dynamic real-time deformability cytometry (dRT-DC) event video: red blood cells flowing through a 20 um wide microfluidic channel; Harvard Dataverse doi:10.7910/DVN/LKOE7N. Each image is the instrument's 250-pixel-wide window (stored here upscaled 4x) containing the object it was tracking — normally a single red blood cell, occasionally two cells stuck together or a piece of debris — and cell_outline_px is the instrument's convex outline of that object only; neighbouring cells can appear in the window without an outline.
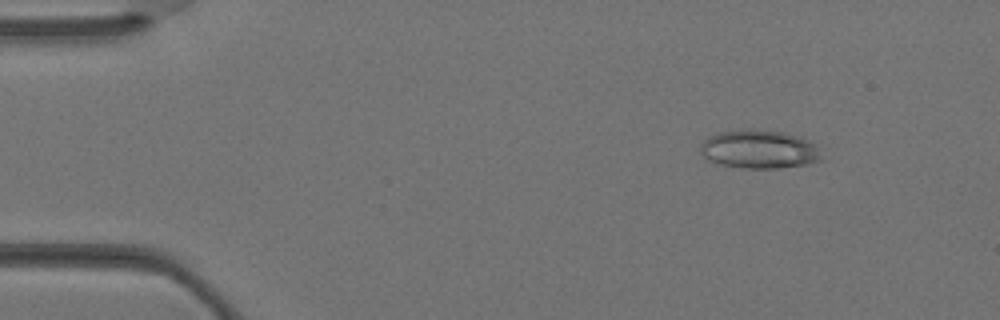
{"species": "Egyptian fruit bat (a non-hibernating species)", "species_latin": "Rousettus aegyptiacus", "temperature_condition": "warm", "stored_images_in_passage": 5, "camera_frame_rate_fps": 3000, "um_per_image_px": 0.085, "animal": {"sex": "female"}, "frame": {"image": 1, "passage_image": 2, "time_ms": 0.333, "image_size_px": [1000, 320], "cell_outline_px": [[820, 160], [804, 164], [780, 168], [740, 168], [720, 164], [708, 160], [700, 152], [700, 148], [704, 140], [708, 136], [716, 132], [740, 128], [784, 132], [800, 136], [816, 144]], "centroid_in_image_um": [64.47, 12.67], "position_along_channel_um": 20.5, "area_um2": 27.28}}
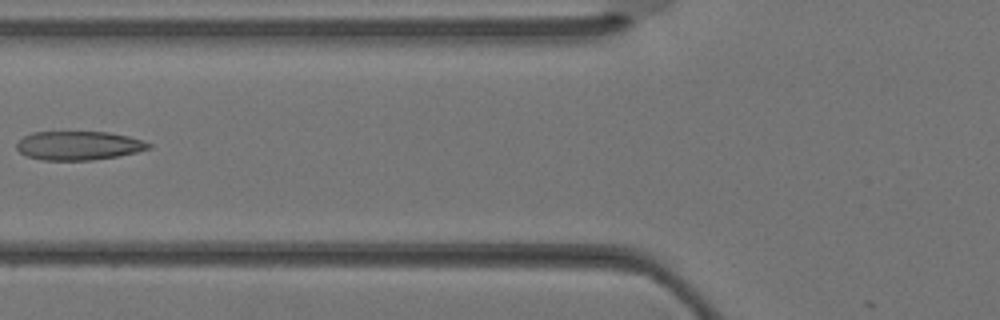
{"frame": {"image": 2, "passage_image": 5, "time_ms": 1.333, "image_size_px": [1000, 320], "cell_outline_px": [[152, 148], [120, 156], [92, 160], [44, 160], [28, 156], [20, 152], [16, 148], [16, 144], [24, 136], [32, 132], [108, 132], [128, 136], [152, 144]], "centroid_in_image_um": [6.7, 12.37], "position_along_channel_um": 119.1, "area_um2": 22.14}}